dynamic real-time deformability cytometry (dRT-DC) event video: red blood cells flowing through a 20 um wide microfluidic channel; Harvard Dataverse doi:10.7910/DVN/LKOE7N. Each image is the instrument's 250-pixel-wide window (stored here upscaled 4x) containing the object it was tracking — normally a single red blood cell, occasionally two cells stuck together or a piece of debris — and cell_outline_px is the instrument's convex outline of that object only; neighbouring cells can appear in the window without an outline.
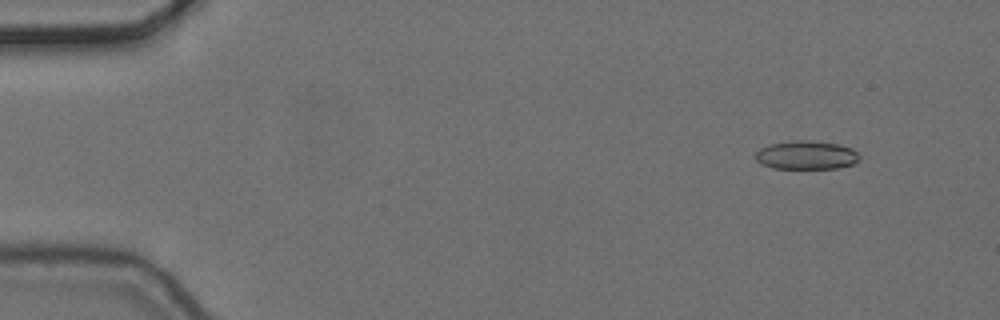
{"species": "common noctule bat (a hibernating species)", "species_latin": "Nyctalus noctula", "temperature_condition": "cold", "stored_images_in_passage": 6, "camera_frame_rate_fps": 3000, "um_per_image_px": 0.085, "animal": {"sex": "female", "body_mass_g": 24.6, "forearm_length_mm": 56.2}, "frame": {"image": 1, "passage_image": 2, "time_ms": 0.333, "image_size_px": [1000, 320], "cell_outline_px": [[860, 160], [852, 164], [836, 168], [772, 168], [756, 160], [756, 152], [760, 148], [768, 144], [792, 140], [808, 140], [840, 144], [852, 148], [860, 156]], "centroid_in_image_um": [68.55, 13.17], "position_along_channel_um": 16.5, "area_um2": 17.34}}
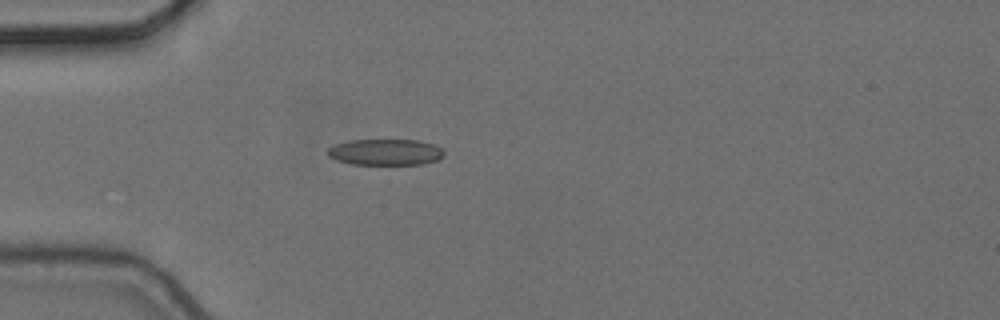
{"frame": {"image": 2, "passage_image": 5, "time_ms": 1.333, "image_size_px": [1000, 320], "cell_outline_px": [[444, 156], [436, 160], [424, 164], [352, 164], [336, 160], [328, 156], [328, 148], [336, 144], [348, 140], [420, 140], [432, 144], [440, 148], [444, 152]], "centroid_in_image_um": [32.75, 12.93], "position_along_channel_um": 52.2, "area_um2": 17.69}}